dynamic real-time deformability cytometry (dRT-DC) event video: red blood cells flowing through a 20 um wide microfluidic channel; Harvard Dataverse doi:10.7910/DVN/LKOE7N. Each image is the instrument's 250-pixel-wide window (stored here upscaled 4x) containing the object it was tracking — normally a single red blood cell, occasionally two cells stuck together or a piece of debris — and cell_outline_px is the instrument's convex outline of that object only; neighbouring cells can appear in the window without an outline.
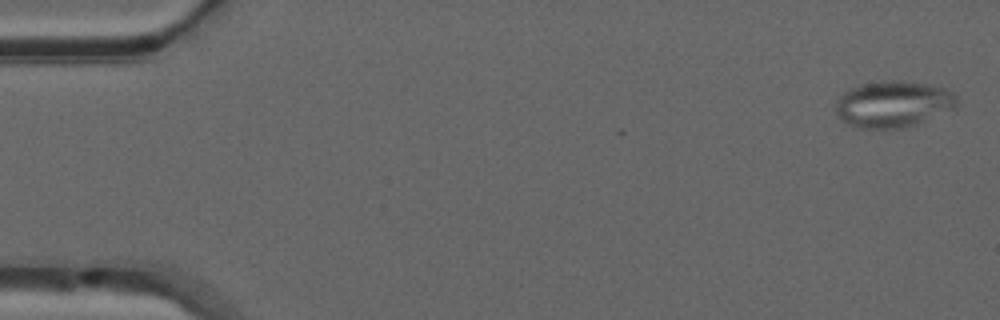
{"species": "common noctule bat (a hibernating species)", "species_latin": "Nyctalus noctula", "temperature_condition": "warm", "stored_images_in_passage": 50, "camera_frame_rate_fps": 3000, "um_per_image_px": 0.085, "animal": {"sex": "male", "forearm_length_mm": 52.5}, "frame": {"image": 1, "passage_image": 1, "time_ms": 0.0, "image_size_px": [1000, 320], "cell_outline_px": [[960, 104], [956, 112], [904, 128], [860, 128], [848, 124], [836, 112], [836, 100], [844, 92], [852, 88], [864, 84], [884, 80], [900, 80], [924, 84], [944, 88], [952, 92], [960, 100]], "centroid_in_image_um": [76.05, 8.87], "position_along_channel_um": 8.9, "area_um2": 33.35}}
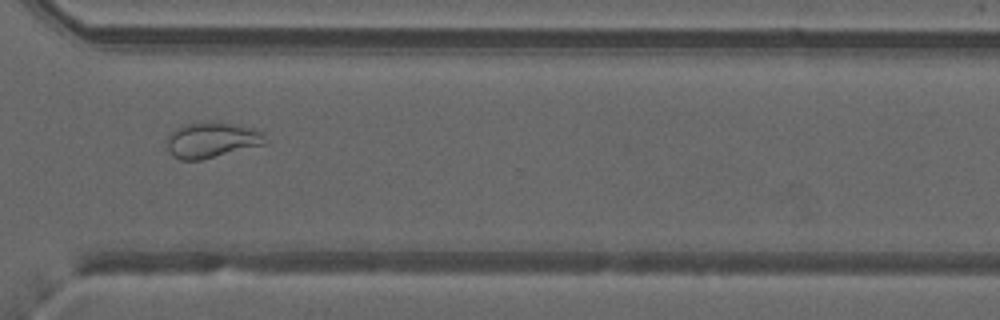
{"frame": {"image": 2, "passage_image": 37, "time_ms": 12.0, "image_size_px": [1000, 320], "cell_outline_px": [[268, 140], [264, 144], [200, 160], [180, 160], [172, 156], [168, 152], [168, 136], [180, 124], [232, 124], [252, 128], [264, 132]], "centroid_in_image_um": [18.0, 11.93], "position_along_channel_um": 352.6, "area_um2": 19.83}}
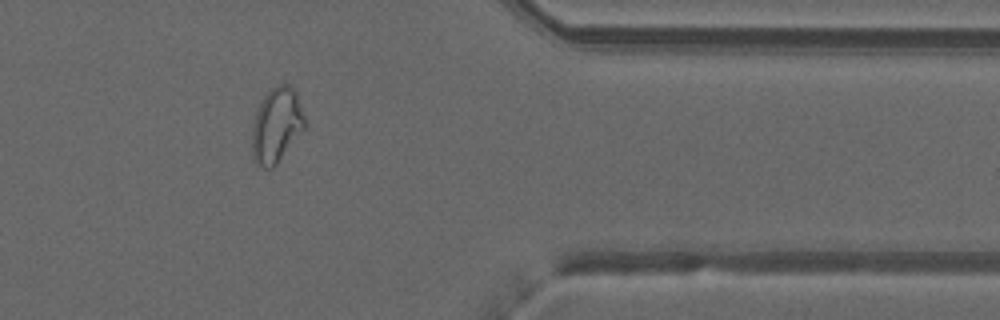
{"frame": {"image": 3, "passage_image": 41, "time_ms": 13.333, "image_size_px": [1000, 320], "cell_outline_px": [[304, 128], [276, 164], [272, 168], [264, 168], [256, 164], [252, 160], [252, 124], [256, 112], [264, 96], [272, 88], [280, 84], [292, 84], [296, 92], [304, 116]], "centroid_in_image_um": [23.47, 10.64], "position_along_channel_um": 387.9, "area_um2": 22.77}, "authors_computed_cell_mechanics": {"area_um2": 24.4783, "velocity_mm_per_s": 4.031, "shape_relaxation_time_tau1_ms": null, "shape_relaxation_time_tau2_ms": 1.7601, "deformation_change_tau1": null, "deformation_change_tau2": 0.0867}}